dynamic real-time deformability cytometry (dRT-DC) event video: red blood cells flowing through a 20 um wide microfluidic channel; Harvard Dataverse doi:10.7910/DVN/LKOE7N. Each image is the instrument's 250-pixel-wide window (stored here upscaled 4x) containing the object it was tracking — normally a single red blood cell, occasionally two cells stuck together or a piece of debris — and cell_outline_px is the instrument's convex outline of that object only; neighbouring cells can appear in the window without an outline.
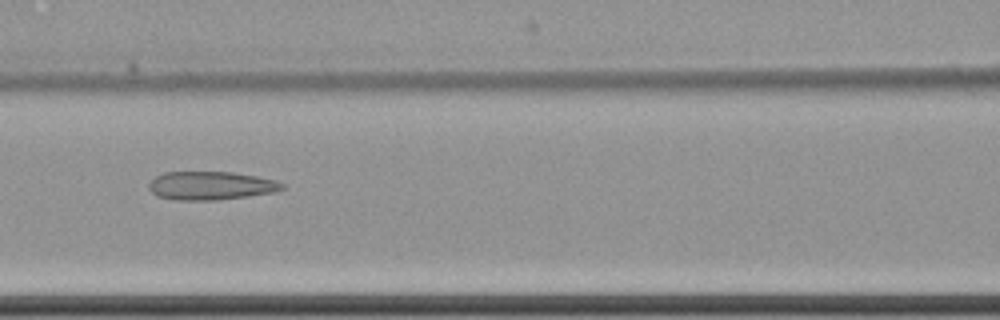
{"species": "common noctule bat (a hibernating species)", "species_latin": "Nyctalus noctula", "temperature_condition": "cold", "stored_images_in_passage": 13, "camera_frame_rate_fps": 3000, "um_per_image_px": 0.085, "animal": {"sex": "female", "body_mass_g": 22.7, "forearm_length_mm": 54.2}, "frame": {"image": 1, "passage_image": 6, "time_ms": 7.333, "image_size_px": [1000, 320], "cell_outline_px": [[284, 188], [276, 192], [248, 196], [216, 200], [176, 200], [156, 196], [148, 188], [148, 184], [156, 176], [164, 172], [232, 172], [256, 176], [276, 180], [284, 184]], "centroid_in_image_um": [17.92, 15.78], "position_along_channel_um": 148.7, "area_um2": 22.14}}
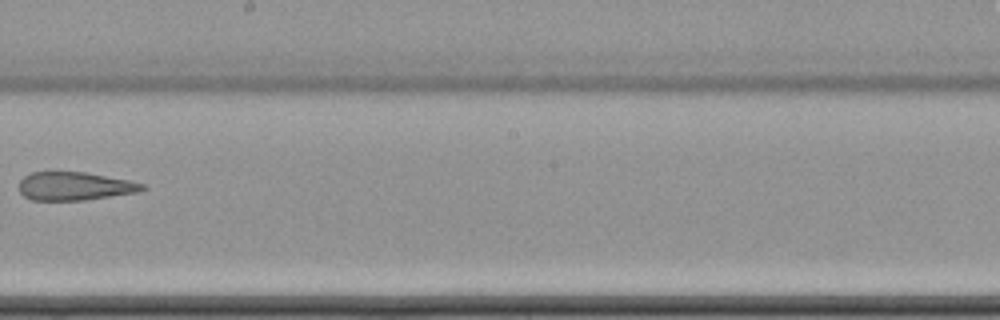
{"frame": {"image": 2, "passage_image": 8, "time_ms": 10.0, "image_size_px": [1000, 320], "cell_outline_px": [[148, 188], [140, 192], [84, 200], [32, 200], [24, 196], [20, 192], [20, 180], [24, 176], [32, 172], [84, 172], [128, 180], [144, 184]], "centroid_in_image_um": [6.37, 15.83], "position_along_channel_um": 241.8, "area_um2": 20.29}}
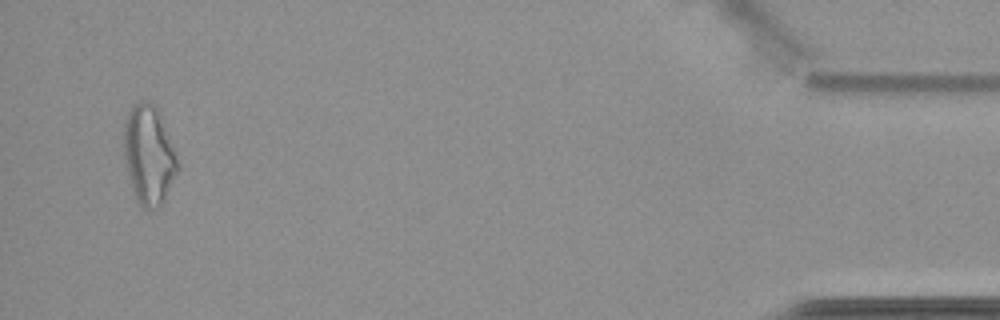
{"frame": {"image": 3, "passage_image": 13, "time_ms": 17.333, "image_size_px": [1000, 320], "cell_outline_px": [[180, 168], [160, 204], [156, 208], [144, 208], [136, 200], [132, 188], [124, 160], [124, 120], [128, 112], [140, 100], [148, 100], [160, 112], [180, 164]], "centroid_in_image_um": [12.65, 13.13], "position_along_channel_um": 422.6, "area_um2": 30.87}, "authors_computed_cell_mechanics": {"area_um2": 23.6402, "velocity_mm_per_s": 3.5197, "shape_relaxation_time_tau1_ms": null, "shape_relaxation_time_tau2_ms": 4.5245, "deformation_change_tau1": null, "deformation_change_tau2": 0.1244}}